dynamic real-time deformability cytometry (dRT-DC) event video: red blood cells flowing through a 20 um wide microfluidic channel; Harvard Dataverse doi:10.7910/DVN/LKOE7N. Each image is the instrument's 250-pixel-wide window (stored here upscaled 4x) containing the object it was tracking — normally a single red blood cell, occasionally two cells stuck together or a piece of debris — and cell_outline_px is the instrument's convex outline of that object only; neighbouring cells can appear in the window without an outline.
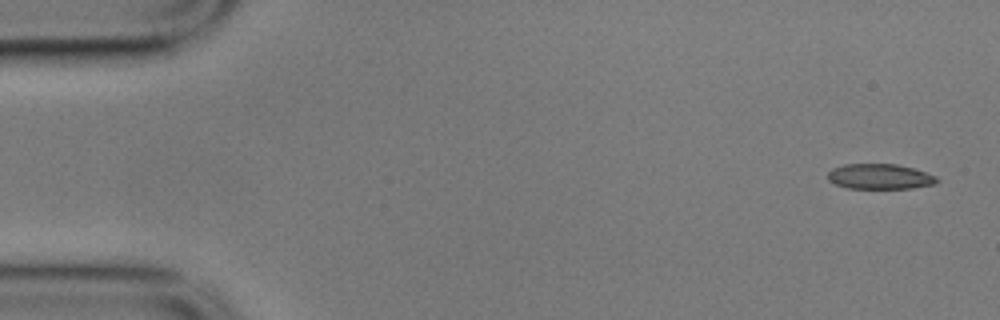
{"species": "common noctule bat (a hibernating species)", "species_latin": "Nyctalus noctula", "temperature_condition": "cold", "stored_images_in_passage": 55, "camera_frame_rate_fps": 3000, "um_per_image_px": 0.085, "animal": {"sex": "male", "body_mass_g": 17.9}, "frame": {"image": 1, "passage_image": 1, "time_ms": 0.0, "image_size_px": [1000, 320], "cell_outline_px": [[940, 180], [936, 184], [912, 188], [848, 188], [836, 184], [828, 180], [828, 172], [832, 168], [844, 164], [896, 164], [912, 168], [936, 176]], "centroid_in_image_um": [74.79, 15.0], "position_along_channel_um": 10.2, "area_um2": 16.01}}
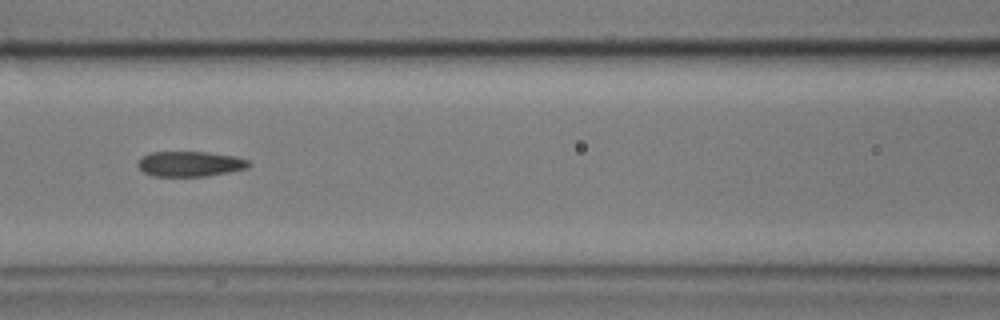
{"frame": {"image": 2, "passage_image": 23, "time_ms": 7.333, "image_size_px": [1000, 320], "cell_outline_px": [[252, 164], [248, 168], [208, 176], [152, 176], [144, 172], [136, 164], [140, 156], [152, 152], [204, 152], [236, 156], [248, 160]], "centroid_in_image_um": [16.14, 13.93], "position_along_channel_um": 150.5, "area_um2": 16.42}}
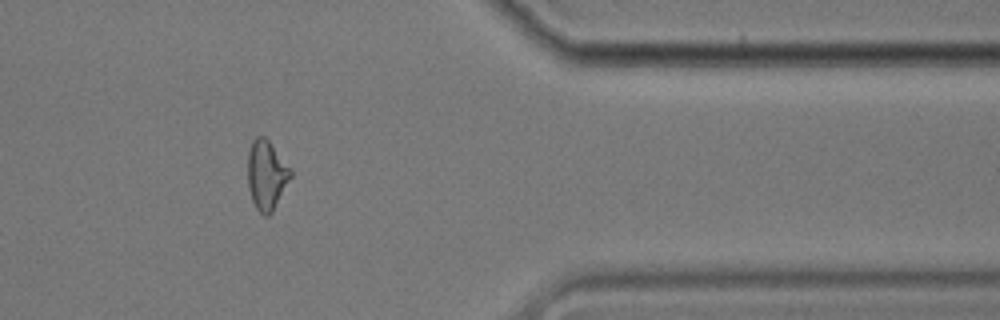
{"frame": {"image": 3, "passage_image": 45, "time_ms": 14.667, "image_size_px": [1000, 320], "cell_outline_px": [[292, 176], [272, 212], [268, 216], [264, 216], [256, 208], [252, 200], [248, 188], [248, 152], [252, 140], [256, 136], [264, 136], [268, 140], [292, 168]], "centroid_in_image_um": [22.66, 14.86], "position_along_channel_um": 388.7, "area_um2": 17.46}, "authors_computed_cell_mechanics": {"area_um2": 16.9932, "velocity_mm_per_s": 3.526, "shape_relaxation_time_tau1_ms": null, "shape_relaxation_time_tau2_ms": 4.1665, "deformation_change_tau1": null, "deformation_change_tau2": 0.0986}}